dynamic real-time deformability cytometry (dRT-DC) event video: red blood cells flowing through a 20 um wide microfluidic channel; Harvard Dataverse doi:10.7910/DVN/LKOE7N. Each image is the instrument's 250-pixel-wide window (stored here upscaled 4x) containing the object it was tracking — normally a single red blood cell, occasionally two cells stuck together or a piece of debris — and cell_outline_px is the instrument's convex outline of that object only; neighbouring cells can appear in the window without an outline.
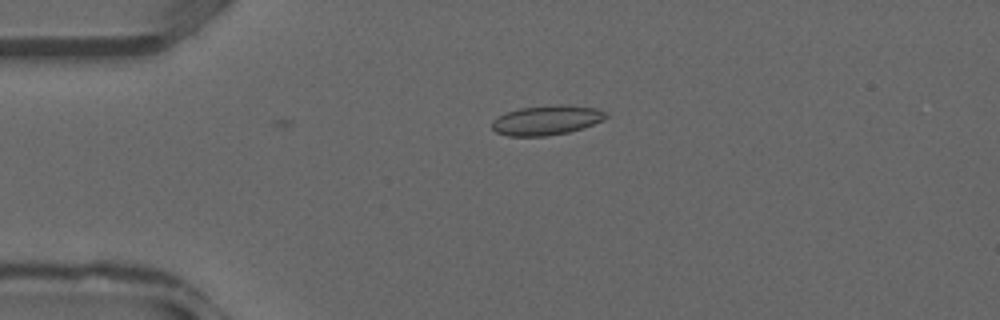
{"species": "common noctule bat (a hibernating species)", "species_latin": "Nyctalus noctula", "temperature_condition": "warm", "stored_images_in_passage": 8, "camera_frame_rate_fps": 3000, "um_per_image_px": 0.085, "animal": {"sex": "male", "forearm_length_mm": 52.5}, "frame": {"image": 1, "passage_image": 5, "time_ms": 1.333, "image_size_px": [1000, 320], "cell_outline_px": [[608, 116], [604, 120], [584, 128], [568, 132], [544, 136], [508, 136], [496, 132], [492, 128], [492, 120], [496, 116], [520, 108], [560, 104], [596, 108], [604, 112]], "centroid_in_image_um": [46.45, 10.22], "position_along_channel_um": 38.5, "area_um2": 19.65}}